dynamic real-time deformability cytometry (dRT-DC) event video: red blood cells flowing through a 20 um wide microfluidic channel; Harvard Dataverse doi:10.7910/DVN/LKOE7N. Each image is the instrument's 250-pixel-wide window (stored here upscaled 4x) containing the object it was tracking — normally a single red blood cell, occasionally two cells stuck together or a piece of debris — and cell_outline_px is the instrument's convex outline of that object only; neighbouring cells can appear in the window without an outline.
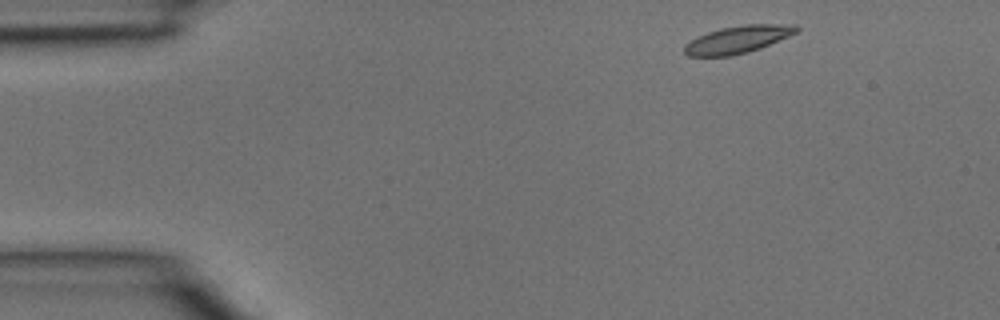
{"species": "common noctule bat (a hibernating species)", "species_latin": "Nyctalus noctula", "temperature_condition": "room temperature", "stored_images_in_passage": 36, "camera_frame_rate_fps": 3000, "um_per_image_px": 0.085, "animal": {"sex": "male", "body_mass_g": 15.6}, "frame": {"image": 1, "passage_image": 1, "time_ms": 0.0, "image_size_px": [1000, 320], "cell_outline_px": [[800, 28], [796, 32], [788, 36], [760, 48], [748, 52], [732, 56], [688, 56], [684, 52], [684, 44], [708, 32], [720, 28], [744, 24], [796, 24]], "centroid_in_image_um": [62.72, 3.35], "position_along_channel_um": 22.3, "area_um2": 17.8}}
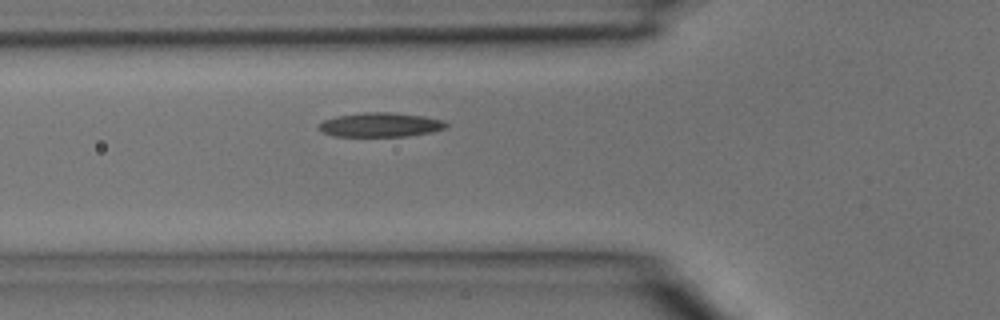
{"frame": {"image": 2, "passage_image": 10, "time_ms": 3.0, "image_size_px": [1000, 320], "cell_outline_px": [[448, 128], [432, 132], [408, 136], [332, 136], [316, 128], [324, 120], [336, 116], [364, 112], [392, 112], [424, 116], [444, 120], [448, 124]], "centroid_in_image_um": [32.37, 10.6], "position_along_channel_um": 93.4, "area_um2": 18.15}}
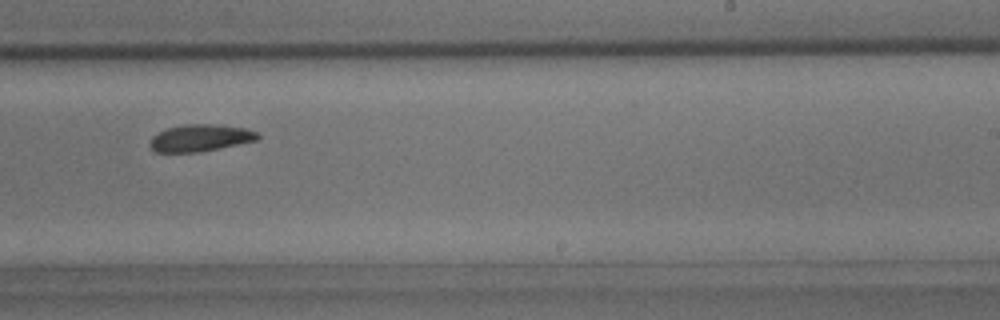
{"frame": {"image": 3, "passage_image": 21, "time_ms": 6.667, "image_size_px": [1000, 320], "cell_outline_px": [[260, 136], [256, 140], [200, 152], [156, 152], [148, 144], [152, 136], [168, 128], [184, 124], [216, 124], [244, 128], [256, 132]], "centroid_in_image_um": [16.99, 11.72], "position_along_channel_um": 272.0, "area_um2": 16.76}}